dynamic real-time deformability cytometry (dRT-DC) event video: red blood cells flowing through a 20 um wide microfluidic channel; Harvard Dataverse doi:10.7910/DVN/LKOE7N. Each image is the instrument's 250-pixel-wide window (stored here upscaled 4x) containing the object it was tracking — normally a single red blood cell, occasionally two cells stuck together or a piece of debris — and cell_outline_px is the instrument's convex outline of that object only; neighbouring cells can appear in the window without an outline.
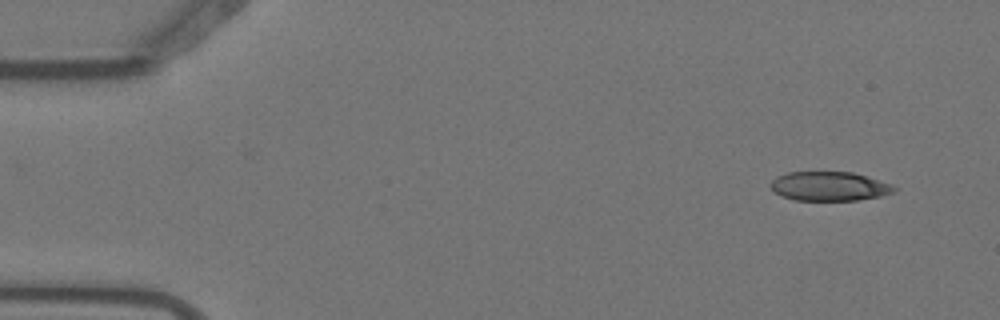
{"species": "Egyptian fruit bat (a non-hibernating species)", "species_latin": "Rousettus aegyptiacus", "temperature_condition": "warm", "stored_images_in_passage": 6, "camera_frame_rate_fps": 3000, "um_per_image_px": 0.085, "animal": {"sex": "female"}, "frame": {"image": 1, "passage_image": 1, "time_ms": 0.0, "image_size_px": [1000, 320], "cell_outline_px": [[896, 192], [880, 196], [856, 200], [792, 200], [776, 192], [768, 184], [776, 176], [788, 172], [852, 172], [892, 184], [896, 188]], "centroid_in_image_um": [70.49, 15.83], "position_along_channel_um": 14.5, "area_um2": 20.92}}
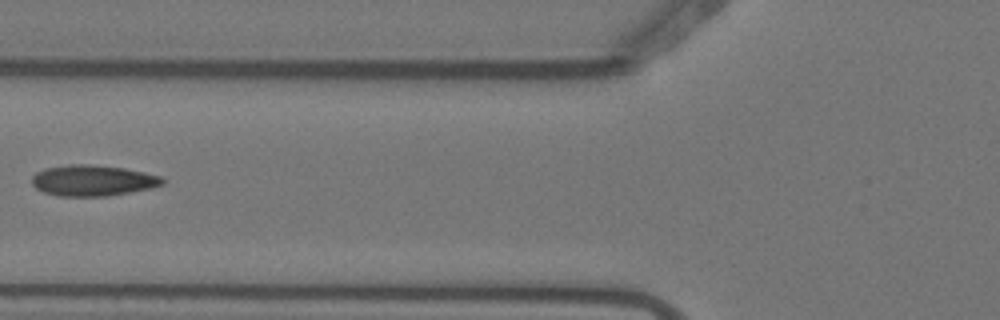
{"frame": {"image": 2, "passage_image": 5, "time_ms": 1.333, "image_size_px": [1000, 320], "cell_outline_px": [[164, 184], [148, 188], [108, 196], [60, 196], [44, 192], [36, 188], [32, 184], [32, 176], [36, 172], [44, 168], [68, 164], [88, 164], [124, 168], [144, 172], [160, 176], [164, 180]], "centroid_in_image_um": [7.84, 15.33], "position_along_channel_um": 118.0, "area_um2": 23.41}}
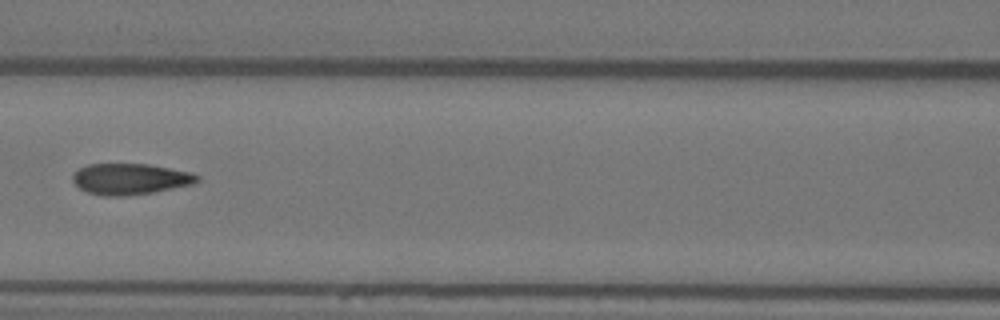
{"frame": {"image": 3, "passage_image": 6, "time_ms": 1.667, "image_size_px": [1000, 320], "cell_outline_px": [[200, 180], [192, 184], [152, 192], [124, 196], [104, 196], [88, 192], [80, 188], [72, 180], [72, 176], [80, 168], [88, 164], [148, 164], [192, 172], [200, 176]], "centroid_in_image_um": [11.08, 15.21], "position_along_channel_um": 155.5, "area_um2": 22.37}}